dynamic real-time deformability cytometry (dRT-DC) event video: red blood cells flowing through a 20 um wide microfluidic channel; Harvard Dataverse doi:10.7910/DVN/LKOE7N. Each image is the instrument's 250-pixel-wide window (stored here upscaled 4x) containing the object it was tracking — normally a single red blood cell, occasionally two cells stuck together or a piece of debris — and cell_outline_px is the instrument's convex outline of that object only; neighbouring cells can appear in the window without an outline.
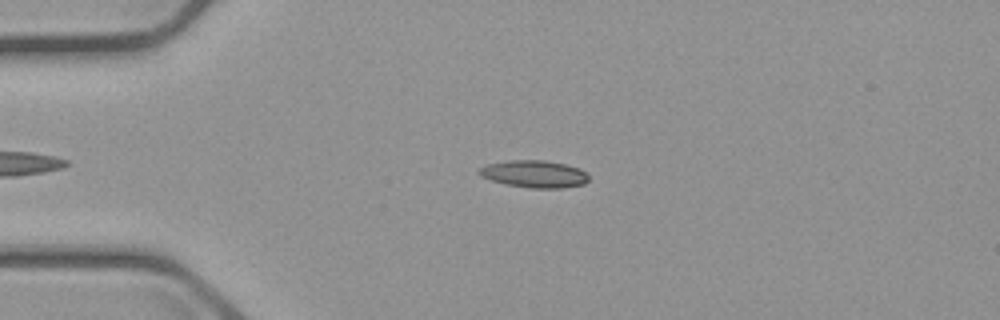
{"species": "common noctule bat (a hibernating species)", "species_latin": "Nyctalus noctula", "temperature_condition": "cold", "stored_images_in_passage": 50, "camera_frame_rate_fps": 3000, "um_per_image_px": 0.085, "animal": {"sex": "male", "body_mass_g": 23.1, "forearm_length_mm": 52.7}, "frame": {"image": 1, "passage_image": 13, "time_ms": 4.0, "image_size_px": [1000, 320], "cell_outline_px": [[588, 180], [584, 184], [560, 188], [532, 188], [504, 184], [480, 176], [476, 172], [480, 168], [488, 164], [508, 160], [544, 160], [564, 164], [576, 168], [584, 172], [588, 176]], "centroid_in_image_um": [45.36, 14.79], "position_along_channel_um": 39.6, "area_um2": 17.22}}
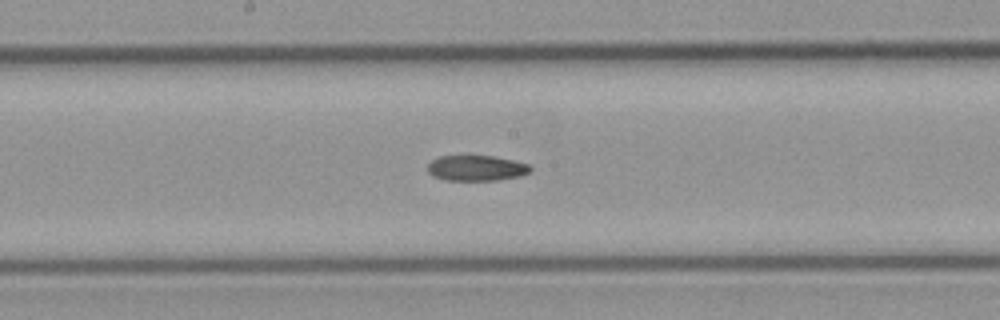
{"frame": {"image": 2, "passage_image": 29, "time_ms": 9.333, "image_size_px": [1000, 320], "cell_outline_px": [[532, 172], [520, 176], [500, 180], [444, 180], [432, 176], [428, 172], [428, 164], [432, 160], [440, 156], [492, 156], [512, 160], [528, 164], [532, 168]], "centroid_in_image_um": [40.5, 14.3], "position_along_channel_um": 207.7, "area_um2": 15.32}}
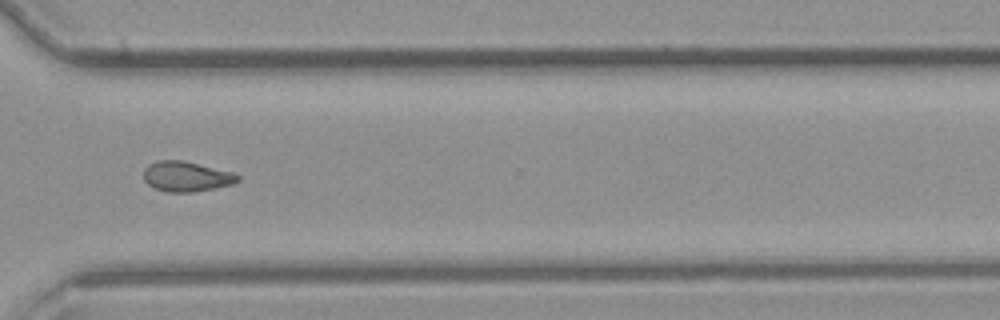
{"frame": {"image": 3, "passage_image": 41, "time_ms": 13.333, "image_size_px": [1000, 320], "cell_outline_px": [[240, 180], [232, 184], [192, 192], [168, 192], [156, 188], [148, 184], [144, 180], [144, 168], [148, 164], [156, 160], [180, 160], [232, 172], [240, 176]], "centroid_in_image_um": [15.81, 14.99], "position_along_channel_um": 354.8, "area_um2": 16.3}}